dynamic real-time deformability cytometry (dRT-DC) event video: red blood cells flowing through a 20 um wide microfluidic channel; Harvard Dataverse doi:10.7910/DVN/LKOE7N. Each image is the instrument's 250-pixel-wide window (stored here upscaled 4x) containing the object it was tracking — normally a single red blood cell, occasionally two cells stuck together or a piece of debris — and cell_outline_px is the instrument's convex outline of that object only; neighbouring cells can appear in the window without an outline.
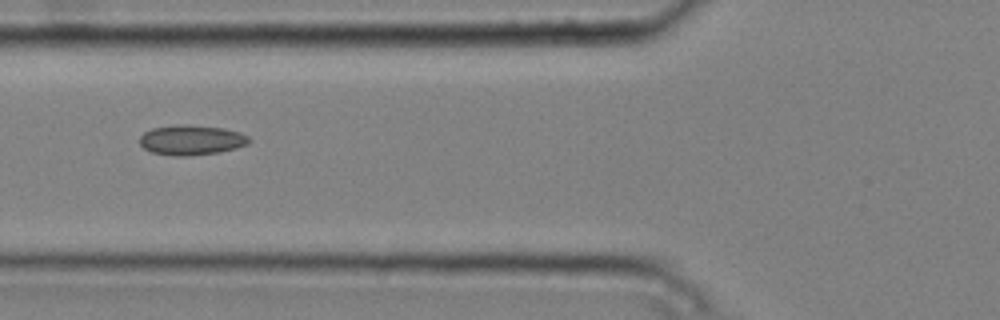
{"species": "common noctule bat (a hibernating species)", "species_latin": "Nyctalus noctula", "temperature_condition": "cold", "stored_images_in_passage": 10, "camera_frame_rate_fps": 3000, "um_per_image_px": 0.085, "animal": {"sex": "male", "body_mass_g": 20.4}, "frame": {"image": 1, "passage_image": 5, "time_ms": 1.333, "image_size_px": [1000, 320], "cell_outline_px": [[252, 140], [248, 144], [236, 148], [220, 152], [188, 156], [176, 156], [152, 152], [144, 148], [140, 144], [140, 136], [144, 132], [152, 128], [180, 124], [184, 124], [224, 128], [240, 132], [248, 136]], "centroid_in_image_um": [16.29, 11.9], "position_along_channel_um": 109.5, "area_um2": 19.19}}
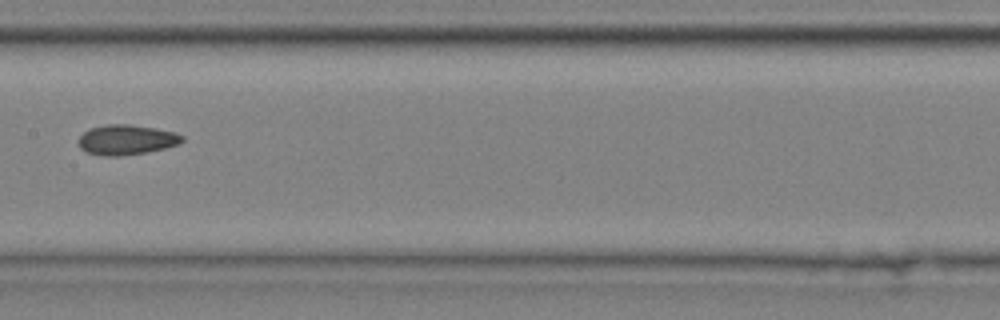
{"frame": {"image": 2, "passage_image": 7, "time_ms": 2.0, "image_size_px": [1000, 320], "cell_outline_px": [[184, 140], [180, 144], [164, 148], [144, 152], [120, 156], [104, 156], [88, 152], [80, 148], [80, 136], [84, 132], [92, 128], [108, 124], [128, 124], [156, 128], [176, 132], [184, 136]], "centroid_in_image_um": [10.8, 11.87], "position_along_channel_um": 196.6, "area_um2": 17.98}}
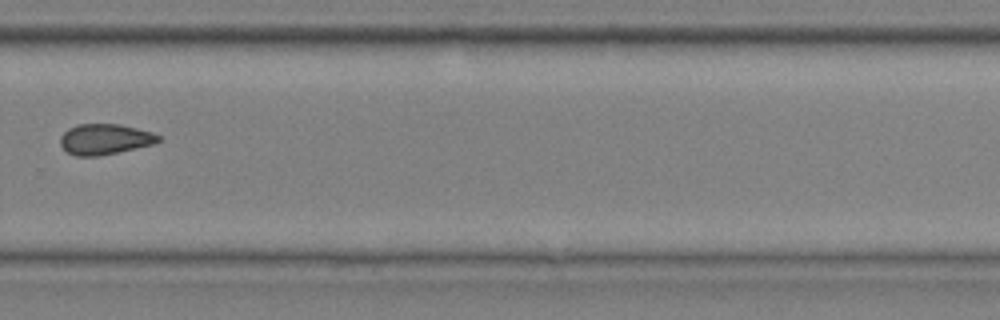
{"frame": {"image": 3, "passage_image": 10, "time_ms": 3.0, "image_size_px": [1000, 320], "cell_outline_px": [[160, 140], [152, 144], [100, 156], [76, 156], [68, 152], [60, 144], [60, 136], [68, 128], [76, 124], [120, 124], [152, 132], [160, 136]], "centroid_in_image_um": [8.88, 11.82], "position_along_channel_um": 320.9, "area_um2": 17.4}}